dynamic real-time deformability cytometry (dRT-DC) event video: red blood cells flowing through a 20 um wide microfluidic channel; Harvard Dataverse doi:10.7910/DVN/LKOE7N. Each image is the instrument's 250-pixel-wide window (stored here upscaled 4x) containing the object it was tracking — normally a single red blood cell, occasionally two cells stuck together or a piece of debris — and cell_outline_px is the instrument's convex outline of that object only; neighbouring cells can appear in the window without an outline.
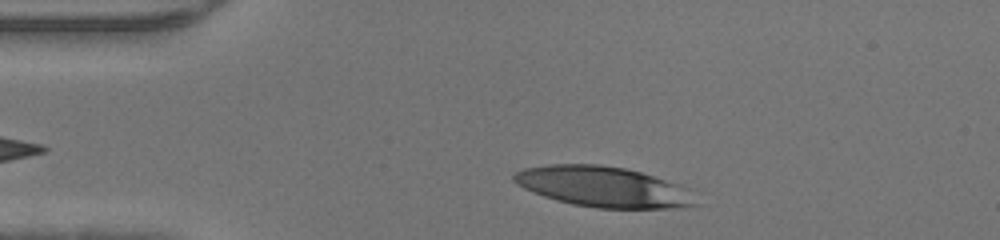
{"species": "human", "species_latin": "Homo sapiens", "temperature_condition": "warm", "stored_images_in_passage": 31, "camera_frame_rate_fps": 3000, "um_per_image_px": 0.085, "donor": {"sex": "male"}, "frame": {"image": 1, "passage_image": 3, "time_ms": 0.667, "image_size_px": [1000, 240], "cell_outline_px": [[700, 204], [676, 208], [596, 208], [572, 204], [556, 200], [544, 196], [524, 188], [516, 184], [512, 180], [512, 176], [516, 172], [524, 168], [548, 164], [600, 164], [624, 168], [640, 172], [680, 184], [688, 188]], "centroid_in_image_um": [51.29, 15.87], "position_along_channel_um": 33.7, "area_um2": 43.06}}
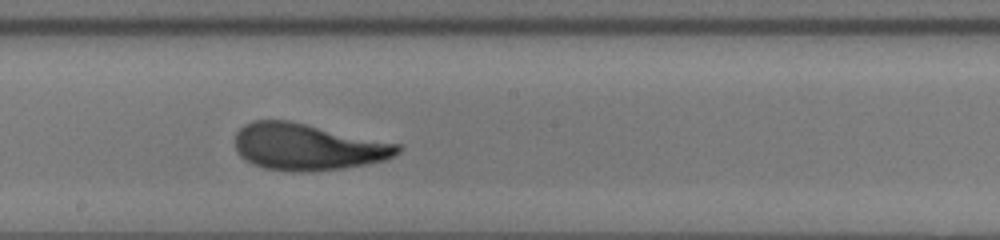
{"frame": {"image": 2, "passage_image": 19, "time_ms": 6.0, "image_size_px": [1000, 240], "cell_outline_px": [[400, 152], [384, 160], [344, 168], [300, 172], [264, 168], [252, 164], [240, 156], [236, 152], [236, 132], [244, 124], [252, 120], [288, 120], [400, 144]], "centroid_in_image_um": [26.11, 12.48], "position_along_channel_um": 222.1, "area_um2": 43.93}}
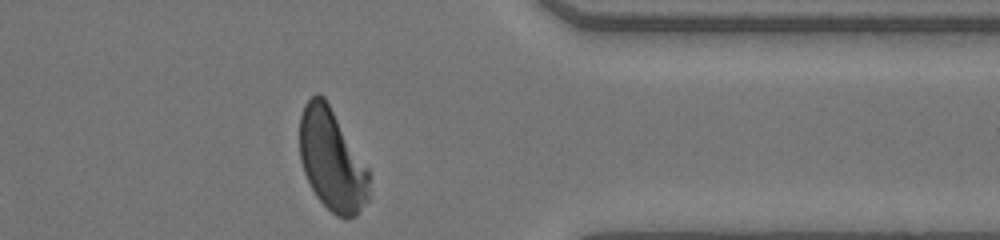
{"frame": {"image": 3, "passage_image": 31, "time_ms": 10.0, "image_size_px": [1000, 240], "cell_outline_px": [[368, 200], [356, 216], [344, 220], [336, 216], [316, 196], [304, 172], [300, 160], [300, 116], [304, 104], [316, 92], [320, 92], [324, 96], [368, 168]], "centroid_in_image_um": [28.2, 13.6], "position_along_channel_um": 383.2, "area_um2": 41.04}}